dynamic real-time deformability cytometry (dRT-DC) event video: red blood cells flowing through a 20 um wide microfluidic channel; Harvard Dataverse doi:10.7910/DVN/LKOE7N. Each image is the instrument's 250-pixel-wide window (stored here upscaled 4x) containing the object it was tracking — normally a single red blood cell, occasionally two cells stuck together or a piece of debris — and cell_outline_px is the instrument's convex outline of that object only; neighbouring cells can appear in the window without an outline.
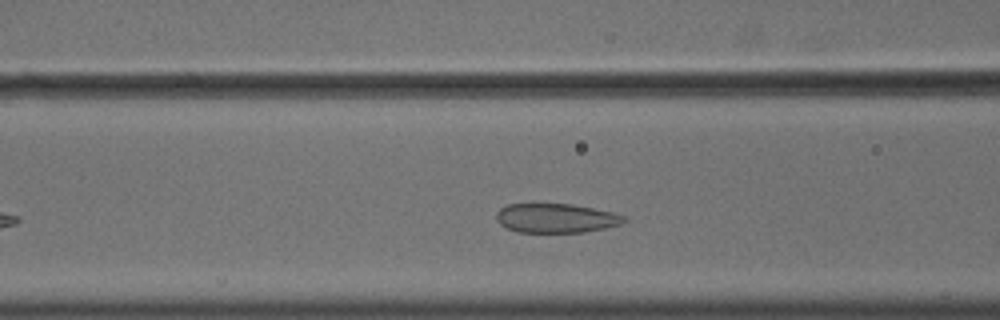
{"species": "common noctule bat (a hibernating species)", "species_latin": "Nyctalus noctula", "temperature_condition": "cold", "stored_images_in_passage": 38, "camera_frame_rate_fps": 3000, "um_per_image_px": 0.085, "animal": {"sex": "male", "body_mass_g": 18.8}, "frame": {"image": 1, "passage_image": 11, "time_ms": 3.333, "image_size_px": [1000, 320], "cell_outline_px": [[628, 220], [620, 224], [604, 228], [584, 232], [516, 232], [500, 224], [496, 220], [496, 212], [500, 208], [508, 204], [572, 204], [612, 212], [624, 216]], "centroid_in_image_um": [47.24, 18.54], "position_along_channel_um": 119.4, "area_um2": 21.68}}
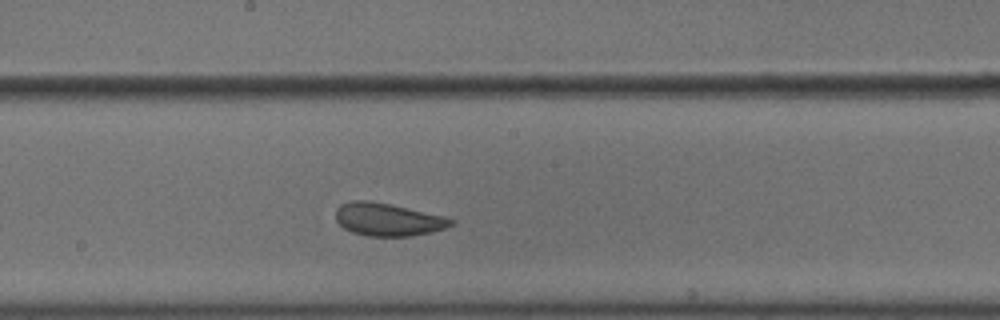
{"frame": {"image": 2, "passage_image": 19, "time_ms": 6.0, "image_size_px": [1000, 320], "cell_outline_px": [[456, 220], [452, 224], [444, 228], [432, 232], [412, 236], [368, 236], [352, 232], [344, 228], [336, 220], [336, 208], [340, 204], [352, 200], [368, 200], [392, 204], [444, 216]], "centroid_in_image_um": [32.96, 18.65], "position_along_channel_um": 215.2, "area_um2": 22.14}}
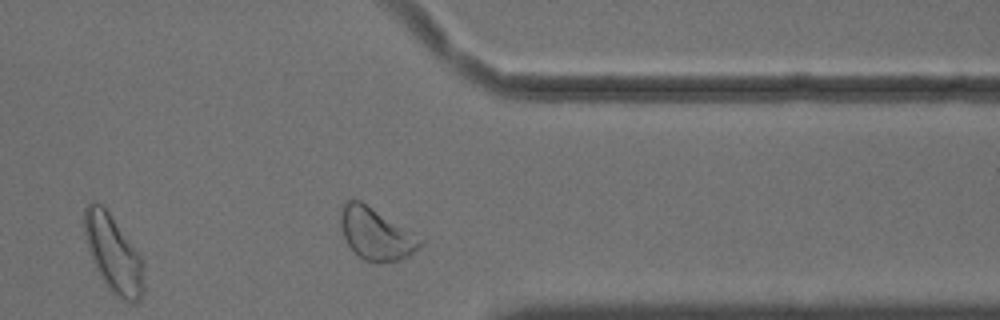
{"frame": {"image": 3, "passage_image": 33, "time_ms": 10.667, "image_size_px": [1000, 320], "cell_outline_px": [[424, 240], [420, 248], [408, 256], [396, 260], [376, 264], [364, 260], [348, 244], [340, 228], [340, 212], [344, 204], [348, 200], [360, 200], [424, 236]], "centroid_in_image_um": [32.03, 19.87], "position_along_channel_um": 379.4, "area_um2": 24.62}, "authors_computed_cell_mechanics": {"area_um2": 22.831, "velocity_mm_per_s": 3.5905, "shape_relaxation_time_tau1_ms": 3.3546, "shape_relaxation_time_tau2_ms": 1.6647, "deformation_change_tau1": 0.0665, "deformation_change_tau2": 0.0518}}